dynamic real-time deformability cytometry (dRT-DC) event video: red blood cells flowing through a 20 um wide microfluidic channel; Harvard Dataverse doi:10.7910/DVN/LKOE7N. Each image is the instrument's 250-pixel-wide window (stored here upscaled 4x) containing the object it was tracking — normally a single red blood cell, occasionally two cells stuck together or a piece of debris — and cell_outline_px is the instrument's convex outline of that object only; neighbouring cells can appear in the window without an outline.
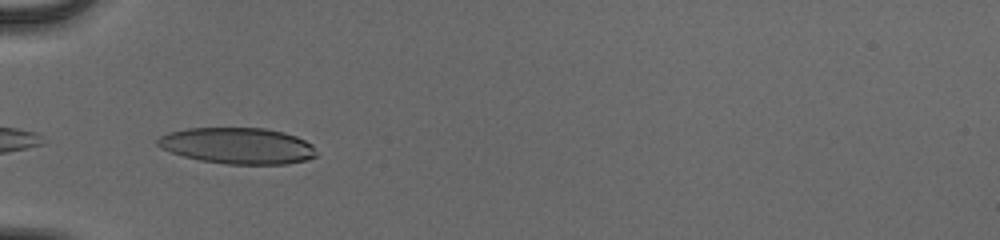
{"species": "human", "species_latin": "Homo sapiens", "temperature_condition": "cold", "stored_images_in_passage": 35, "camera_frame_rate_fps": 3000, "um_per_image_px": 0.085, "donor": {"sex": "male"}, "frame": {"image": 1, "passage_image": 1, "time_ms": 0.0, "image_size_px": [1000, 240], "cell_outline_px": [[316, 156], [304, 160], [284, 164], [228, 164], [200, 160], [184, 156], [160, 148], [156, 144], [156, 140], [160, 136], [168, 132], [188, 128], [264, 128], [284, 132], [296, 136], [312, 144], [316, 152]], "centroid_in_image_um": [20.18, 12.38], "position_along_channel_um": 64.8, "area_um2": 33.41}}
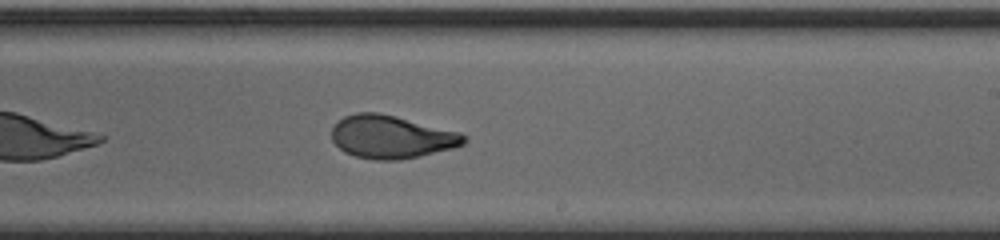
{"frame": {"image": 2, "passage_image": 16, "time_ms": 5.0, "image_size_px": [1000, 240], "cell_outline_px": [[468, 140], [464, 144], [452, 148], [420, 156], [400, 160], [372, 160], [356, 156], [344, 152], [332, 140], [332, 128], [344, 116], [356, 112], [380, 112], [460, 132], [468, 136]], "centroid_in_image_um": [33.29, 11.63], "position_along_channel_um": 255.7, "area_um2": 33.23}}
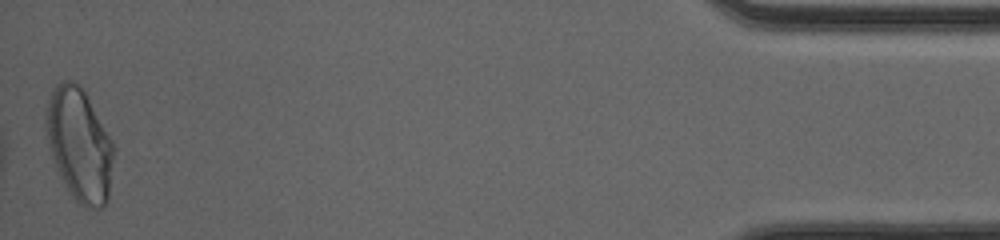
{"frame": {"image": 3, "passage_image": 35, "time_ms": 11.333, "image_size_px": [1000, 240], "cell_outline_px": [[116, 148], [108, 200], [100, 208], [84, 208], [72, 196], [52, 156], [44, 124], [44, 112], [52, 88], [56, 84], [64, 80], [72, 80], [80, 84], [84, 88], [112, 140]], "centroid_in_image_um": [6.77, 12.23], "position_along_channel_um": 428.4, "area_um2": 44.85}, "authors_computed_cell_mechanics": {"area_um2": 33.524, "velocity_mm_per_s": 3.9543, "shape_relaxation_time_tau1_ms": 5.5052, "shape_relaxation_time_tau2_ms": 1.0376, "deformation_change_tau1": 0.2048, "deformation_change_tau2": 0.0679}}